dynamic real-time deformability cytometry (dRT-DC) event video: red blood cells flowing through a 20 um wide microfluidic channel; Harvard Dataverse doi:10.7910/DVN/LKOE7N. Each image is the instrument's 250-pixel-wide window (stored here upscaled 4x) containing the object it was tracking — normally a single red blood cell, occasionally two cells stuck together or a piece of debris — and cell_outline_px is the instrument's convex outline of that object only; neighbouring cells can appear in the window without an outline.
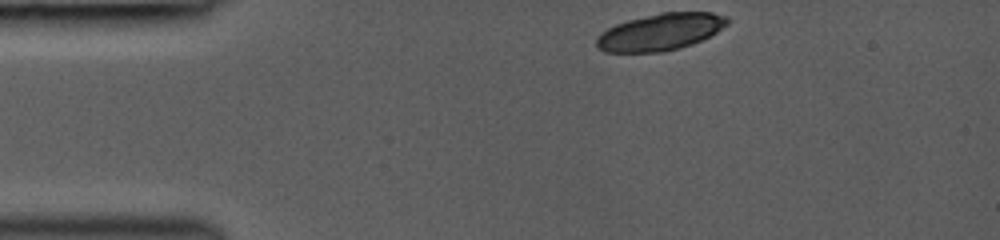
{"species": "common noctule bat (a hibernating species)", "species_latin": "Nyctalus noctula", "temperature_condition": "room temperature", "stored_images_in_passage": 35, "camera_frame_rate_fps": 3000, "um_per_image_px": 0.085, "animal": {"sex": "female", "body_mass_g": 19.0, "forearm_length_mm": 53.3}, "frame": {"image": 1, "passage_image": 1, "time_ms": 0.0, "image_size_px": [1000, 240], "cell_outline_px": [[728, 24], [716, 32], [692, 44], [680, 48], [664, 52], [604, 52], [596, 48], [596, 36], [600, 32], [616, 24], [628, 20], [660, 12], [712, 12], [728, 16]], "centroid_in_image_um": [56.1, 2.72], "position_along_channel_um": 28.9, "area_um2": 28.26}}